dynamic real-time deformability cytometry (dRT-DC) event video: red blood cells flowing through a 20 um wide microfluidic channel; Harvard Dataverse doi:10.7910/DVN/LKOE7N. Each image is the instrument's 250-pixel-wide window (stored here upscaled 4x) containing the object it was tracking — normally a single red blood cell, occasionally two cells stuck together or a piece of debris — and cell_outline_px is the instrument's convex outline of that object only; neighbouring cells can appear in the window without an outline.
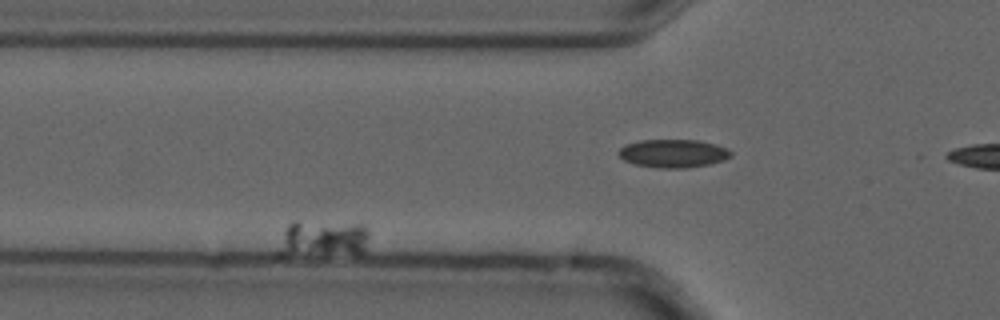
{"species": "common noctule bat (a hibernating species)", "species_latin": "Nyctalus noctula", "temperature_condition": "cold", "stored_images_in_passage": 14, "camera_frame_rate_fps": 3000, "um_per_image_px": 0.085, "animal": {"sex": "male", "forearm_length_mm": 52.5}, "frame": {"image": 1, "passage_image": 3, "time_ms": 0.667, "image_size_px": [1000, 320], "cell_outline_px": [[368, 236], [364, 252], [284, 256], [276, 256], [276, 252], [284, 232], [288, 224], [296, 220], [364, 224], [368, 228]], "centroid_in_image_um": [27.4, 20.27], "position_along_channel_um": 98.4, "area_um2": 19.65}}